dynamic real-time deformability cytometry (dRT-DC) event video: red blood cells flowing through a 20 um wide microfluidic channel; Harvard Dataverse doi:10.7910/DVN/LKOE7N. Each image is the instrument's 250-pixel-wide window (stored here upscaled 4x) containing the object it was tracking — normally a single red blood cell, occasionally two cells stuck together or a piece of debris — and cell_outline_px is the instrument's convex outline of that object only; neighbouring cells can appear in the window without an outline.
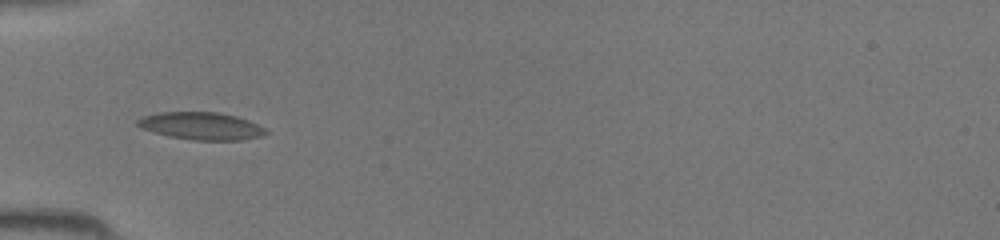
{"species": "common noctule bat (a hibernating species)", "species_latin": "Nyctalus noctula", "temperature_condition": "room temperature", "stored_images_in_passage": 14, "camera_frame_rate_fps": 3000, "um_per_image_px": 0.085, "animal": {"sex": "female", "body_mass_g": 19.5, "forearm_length_mm": 54.1}, "frame": {"image": 1, "passage_image": 3, "time_ms": 0.667, "image_size_px": [1000, 240], "cell_outline_px": [[268, 132], [260, 136], [240, 140], [192, 140], [168, 136], [140, 128], [136, 124], [136, 120], [140, 116], [160, 112], [216, 112], [236, 116], [248, 120], [264, 128]], "centroid_in_image_um": [17.04, 10.7], "position_along_channel_um": 68.0, "area_um2": 20.52}}
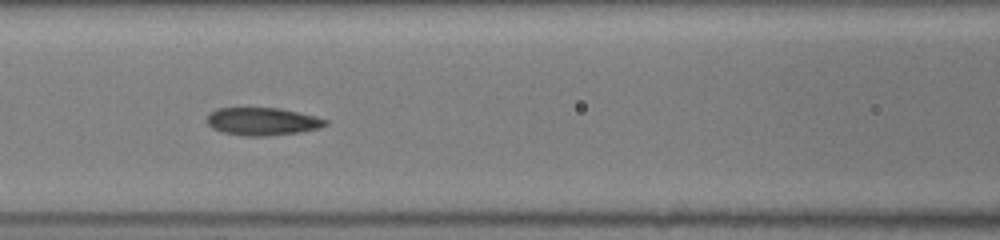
{"frame": {"image": 2, "passage_image": 8, "time_ms": 2.333, "image_size_px": [1000, 240], "cell_outline_px": [[328, 124], [320, 128], [300, 132], [268, 136], [244, 136], [224, 132], [212, 128], [208, 124], [208, 116], [216, 108], [280, 108], [316, 116], [328, 120]], "centroid_in_image_um": [22.35, 10.32], "position_along_channel_um": 144.3, "area_um2": 19.13}}
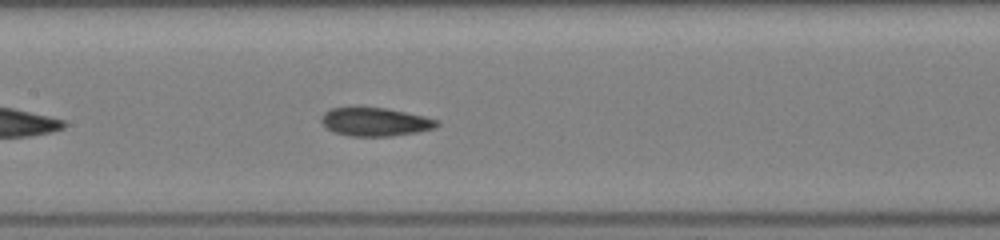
{"frame": {"image": 3, "passage_image": 10, "time_ms": 3.0, "image_size_px": [1000, 240], "cell_outline_px": [[440, 124], [436, 128], [416, 132], [392, 136], [352, 136], [332, 132], [324, 128], [320, 120], [320, 116], [324, 112], [332, 108], [356, 104], [388, 108], [424, 116], [440, 120]], "centroid_in_image_um": [31.83, 10.31], "position_along_channel_um": 175.6, "area_um2": 20.11}}